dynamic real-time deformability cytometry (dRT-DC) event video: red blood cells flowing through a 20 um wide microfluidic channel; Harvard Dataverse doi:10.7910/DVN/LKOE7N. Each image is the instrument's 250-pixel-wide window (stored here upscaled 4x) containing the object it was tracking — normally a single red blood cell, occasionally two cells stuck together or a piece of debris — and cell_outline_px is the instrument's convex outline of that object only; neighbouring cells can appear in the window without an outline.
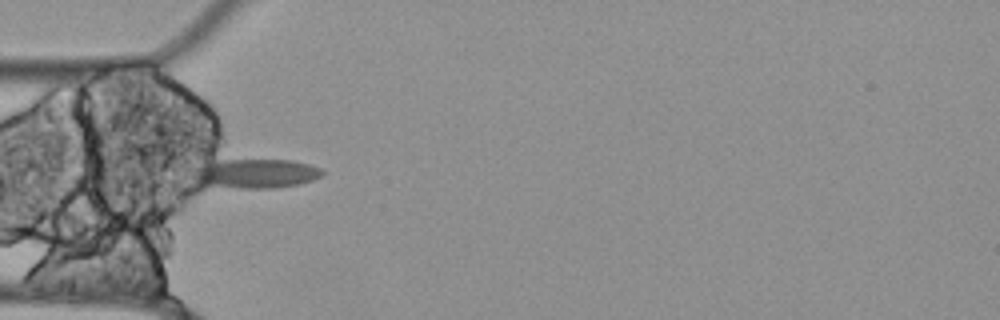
{"species": "Egyptian fruit bat (a non-hibernating species)", "species_latin": "Rousettus aegyptiacus", "temperature_condition": "cold", "stored_images_in_passage": 22, "camera_frame_rate_fps": 3000, "um_per_image_px": 0.085, "animal": {"sex": "female"}, "frame": {"image": 1, "passage_image": 1, "time_ms": 0.0, "image_size_px": [1000, 320], "cell_outline_px": [[324, 172], [320, 176], [312, 180], [300, 184], [272, 188], [200, 188], [192, 180], [192, 172], [200, 164], [220, 160], [292, 160], [308, 164], [320, 168]], "centroid_in_image_um": [21.56, 14.78], "position_along_channel_um": 63.4, "area_um2": 22.77}}
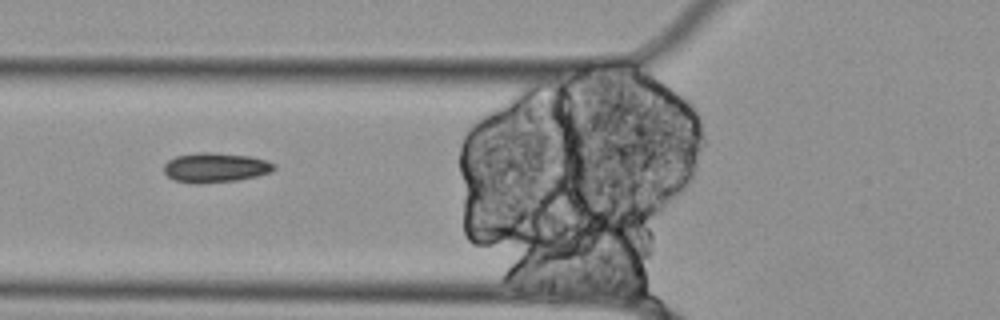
{"frame": {"image": 2, "passage_image": 4, "time_ms": 1.0, "image_size_px": [1000, 320], "cell_outline_px": [[276, 168], [272, 172], [256, 176], [236, 180], [200, 184], [196, 184], [172, 180], [164, 172], [164, 164], [168, 160], [176, 156], [200, 152], [212, 152], [252, 156], [268, 160], [276, 164]], "centroid_in_image_um": [18.33, 14.24], "position_along_channel_um": 107.5, "area_um2": 19.31}}